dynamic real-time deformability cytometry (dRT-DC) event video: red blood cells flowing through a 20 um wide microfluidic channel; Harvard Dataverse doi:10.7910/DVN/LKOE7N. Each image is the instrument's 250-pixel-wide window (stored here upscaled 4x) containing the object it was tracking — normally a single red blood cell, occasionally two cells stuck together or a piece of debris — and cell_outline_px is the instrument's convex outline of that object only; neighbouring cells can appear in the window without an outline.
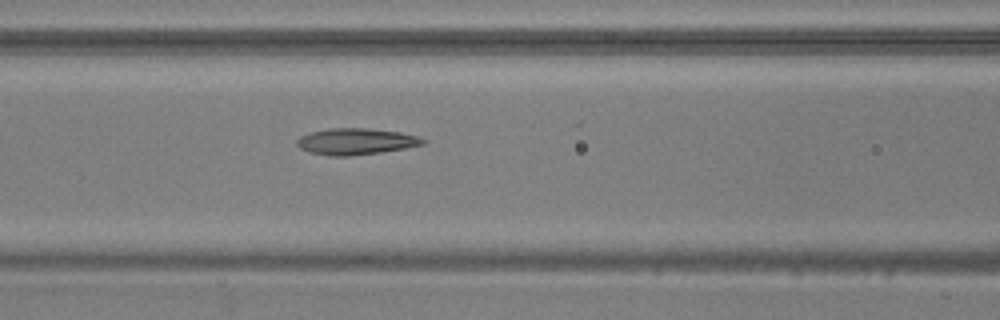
{"species": "common noctule bat (a hibernating species)", "species_latin": "Nyctalus noctula", "temperature_condition": "warm", "stored_images_in_passage": 54, "camera_frame_rate_fps": 3000, "um_per_image_px": 0.085, "animal": {"sex": "male", "body_mass_g": 20.5, "forearm_length_mm": 52.5}, "frame": {"image": 1, "passage_image": 23, "time_ms": 7.333, "image_size_px": [1000, 320], "cell_outline_px": [[428, 140], [424, 144], [404, 148], [380, 152], [348, 156], [328, 156], [308, 152], [300, 148], [296, 144], [296, 140], [300, 136], [308, 132], [328, 128], [368, 128], [400, 132], [420, 136]], "centroid_in_image_um": [30.23, 12.02], "position_along_channel_um": 136.4, "area_um2": 19.59}}
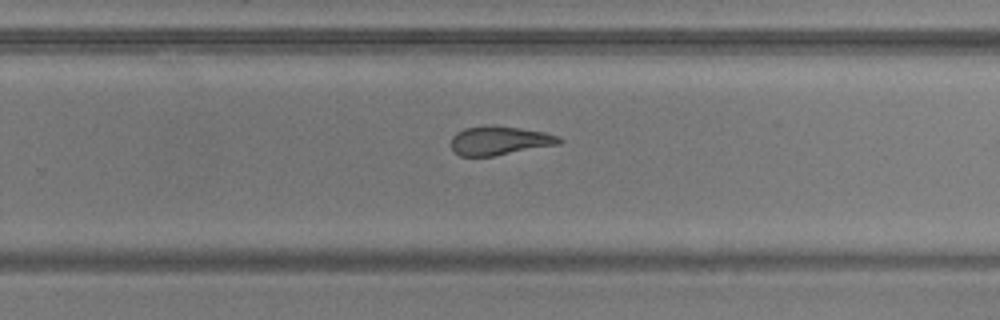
{"frame": {"image": 2, "passage_image": 35, "time_ms": 11.333, "image_size_px": [1000, 320], "cell_outline_px": [[564, 140], [560, 144], [492, 156], [460, 156], [452, 152], [452, 136], [456, 132], [464, 128], [520, 128], [544, 132], [556, 136]], "centroid_in_image_um": [42.45, 12.0], "position_along_channel_um": 287.3, "area_um2": 17.46}}
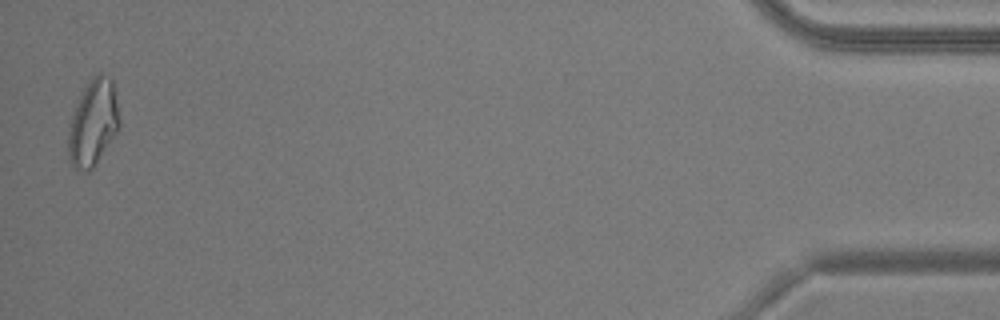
{"frame": {"image": 3, "passage_image": 53, "time_ms": 17.333, "image_size_px": [1000, 320], "cell_outline_px": [[120, 124], [116, 132], [92, 168], [88, 172], [84, 172], [76, 168], [72, 164], [68, 156], [68, 124], [80, 96], [84, 88], [92, 76], [100, 72], [112, 80], [120, 120]], "centroid_in_image_um": [7.89, 10.43], "position_along_channel_um": 427.3, "area_um2": 25.26}, "authors_computed_cell_mechanics": {"area_um2": 20.6346, "velocity_mm_per_s": 3.7827, "shape_relaxation_time_tau1_ms": null, "shape_relaxation_time_tau2_ms": 1.9409, "deformation_change_tau1": null, "deformation_change_tau2": 0.1049}}